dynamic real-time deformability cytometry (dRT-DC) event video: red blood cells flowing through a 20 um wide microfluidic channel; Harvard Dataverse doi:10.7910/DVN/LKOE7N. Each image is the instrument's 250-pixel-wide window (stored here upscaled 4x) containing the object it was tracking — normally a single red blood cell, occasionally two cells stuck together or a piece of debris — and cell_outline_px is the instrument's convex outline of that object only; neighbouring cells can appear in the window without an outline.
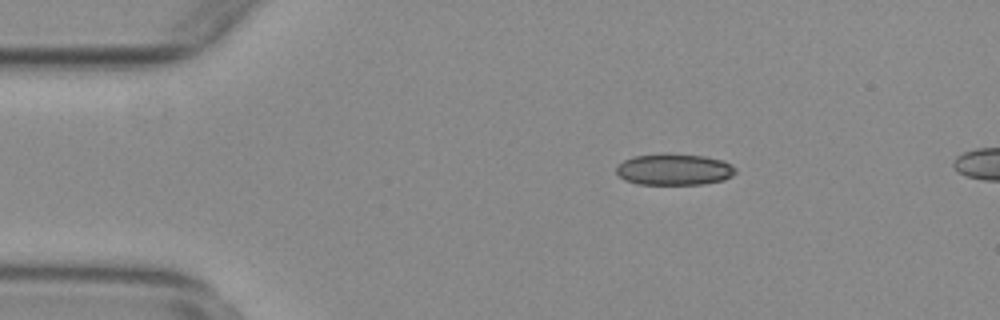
{"species": "common noctule bat (a hibernating species)", "species_latin": "Nyctalus noctula", "temperature_condition": "warm", "stored_images_in_passage": 54, "camera_frame_rate_fps": 3000, "um_per_image_px": 0.085, "animal": {"sex": "female", "body_mass_g": 29.2, "forearm_length_mm": 56.3}, "frame": {"image": 1, "passage_image": 10, "time_ms": 3.0, "image_size_px": [1000, 320], "cell_outline_px": [[736, 172], [732, 176], [724, 180], [704, 184], [636, 184], [624, 180], [616, 172], [616, 164], [632, 156], [664, 152], [704, 156], [724, 160], [732, 164], [736, 168]], "centroid_in_image_um": [57.29, 14.38], "position_along_channel_um": 27.7, "area_um2": 22.37}}
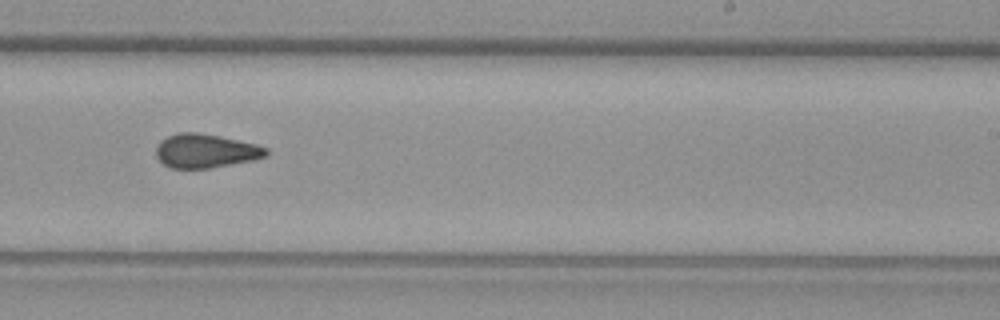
{"frame": {"image": 2, "passage_image": 34, "time_ms": 11.0, "image_size_px": [1000, 320], "cell_outline_px": [[268, 156], [252, 160], [208, 168], [172, 168], [164, 164], [156, 156], [156, 148], [160, 140], [176, 132], [196, 132], [220, 136], [256, 144], [268, 148]], "centroid_in_image_um": [17.47, 12.81], "position_along_channel_um": 271.5, "area_um2": 21.68}}
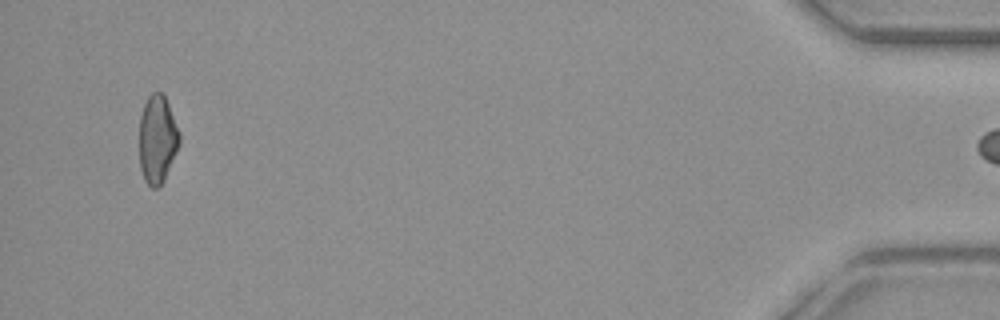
{"frame": {"image": 3, "passage_image": 53, "time_ms": 17.333, "image_size_px": [1000, 320], "cell_outline_px": [[180, 144], [164, 180], [160, 188], [152, 188], [144, 180], [140, 168], [140, 116], [144, 104], [148, 96], [152, 92], [160, 92], [164, 96], [168, 104], [180, 132]], "centroid_in_image_um": [13.38, 11.86], "position_along_channel_um": 421.8, "area_um2": 20.63}}